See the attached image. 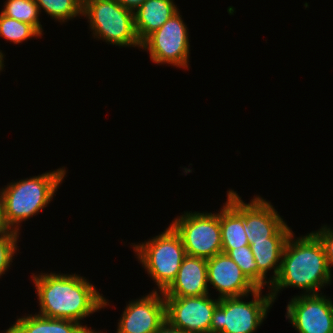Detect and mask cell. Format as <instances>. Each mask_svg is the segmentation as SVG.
<instances>
[{"label": "cell", "instance_id": "obj_11", "mask_svg": "<svg viewBox=\"0 0 333 333\" xmlns=\"http://www.w3.org/2000/svg\"><path fill=\"white\" fill-rule=\"evenodd\" d=\"M165 321L164 294L155 288L145 297L129 301L120 317L116 333H154Z\"/></svg>", "mask_w": 333, "mask_h": 333}, {"label": "cell", "instance_id": "obj_19", "mask_svg": "<svg viewBox=\"0 0 333 333\" xmlns=\"http://www.w3.org/2000/svg\"><path fill=\"white\" fill-rule=\"evenodd\" d=\"M222 253L227 254L257 288L263 289L268 286L270 289L272 282L267 280L268 277L258 269L250 245L235 249H222Z\"/></svg>", "mask_w": 333, "mask_h": 333}, {"label": "cell", "instance_id": "obj_2", "mask_svg": "<svg viewBox=\"0 0 333 333\" xmlns=\"http://www.w3.org/2000/svg\"><path fill=\"white\" fill-rule=\"evenodd\" d=\"M296 238L292 232L286 241L280 272L268 291L273 301L284 288H298L308 295L318 294L331 284L332 270L319 238L313 232Z\"/></svg>", "mask_w": 333, "mask_h": 333}, {"label": "cell", "instance_id": "obj_14", "mask_svg": "<svg viewBox=\"0 0 333 333\" xmlns=\"http://www.w3.org/2000/svg\"><path fill=\"white\" fill-rule=\"evenodd\" d=\"M163 294L164 297H191L209 294L207 259L186 255L176 279Z\"/></svg>", "mask_w": 333, "mask_h": 333}, {"label": "cell", "instance_id": "obj_10", "mask_svg": "<svg viewBox=\"0 0 333 333\" xmlns=\"http://www.w3.org/2000/svg\"><path fill=\"white\" fill-rule=\"evenodd\" d=\"M166 321L185 333H210L213 311L219 298L210 294L191 297H164Z\"/></svg>", "mask_w": 333, "mask_h": 333}, {"label": "cell", "instance_id": "obj_5", "mask_svg": "<svg viewBox=\"0 0 333 333\" xmlns=\"http://www.w3.org/2000/svg\"><path fill=\"white\" fill-rule=\"evenodd\" d=\"M88 18L94 38L119 47H139L134 12L116 0H83L82 17Z\"/></svg>", "mask_w": 333, "mask_h": 333}, {"label": "cell", "instance_id": "obj_4", "mask_svg": "<svg viewBox=\"0 0 333 333\" xmlns=\"http://www.w3.org/2000/svg\"><path fill=\"white\" fill-rule=\"evenodd\" d=\"M133 251L147 274L164 292L176 279L178 270L186 256L180 235L169 225L163 232L149 241L132 243Z\"/></svg>", "mask_w": 333, "mask_h": 333}, {"label": "cell", "instance_id": "obj_27", "mask_svg": "<svg viewBox=\"0 0 333 333\" xmlns=\"http://www.w3.org/2000/svg\"><path fill=\"white\" fill-rule=\"evenodd\" d=\"M154 333H185V332L171 326L167 321H165Z\"/></svg>", "mask_w": 333, "mask_h": 333}, {"label": "cell", "instance_id": "obj_18", "mask_svg": "<svg viewBox=\"0 0 333 333\" xmlns=\"http://www.w3.org/2000/svg\"><path fill=\"white\" fill-rule=\"evenodd\" d=\"M174 0H146L134 12L135 29L142 43L178 12Z\"/></svg>", "mask_w": 333, "mask_h": 333}, {"label": "cell", "instance_id": "obj_12", "mask_svg": "<svg viewBox=\"0 0 333 333\" xmlns=\"http://www.w3.org/2000/svg\"><path fill=\"white\" fill-rule=\"evenodd\" d=\"M207 282L217 289L219 299L250 295L258 289L225 253L207 259Z\"/></svg>", "mask_w": 333, "mask_h": 333}, {"label": "cell", "instance_id": "obj_24", "mask_svg": "<svg viewBox=\"0 0 333 333\" xmlns=\"http://www.w3.org/2000/svg\"><path fill=\"white\" fill-rule=\"evenodd\" d=\"M321 241L324 250L326 259L330 269L333 267V227H329L327 225L321 226L319 230L312 231Z\"/></svg>", "mask_w": 333, "mask_h": 333}, {"label": "cell", "instance_id": "obj_23", "mask_svg": "<svg viewBox=\"0 0 333 333\" xmlns=\"http://www.w3.org/2000/svg\"><path fill=\"white\" fill-rule=\"evenodd\" d=\"M19 235L20 233L14 231L0 232V278L8 272L13 256L19 250L17 246Z\"/></svg>", "mask_w": 333, "mask_h": 333}, {"label": "cell", "instance_id": "obj_20", "mask_svg": "<svg viewBox=\"0 0 333 333\" xmlns=\"http://www.w3.org/2000/svg\"><path fill=\"white\" fill-rule=\"evenodd\" d=\"M1 13L9 18L32 25L41 35L43 28L39 19L41 13L35 0H6Z\"/></svg>", "mask_w": 333, "mask_h": 333}, {"label": "cell", "instance_id": "obj_9", "mask_svg": "<svg viewBox=\"0 0 333 333\" xmlns=\"http://www.w3.org/2000/svg\"><path fill=\"white\" fill-rule=\"evenodd\" d=\"M322 294H300L288 302L285 317L299 333H333V301Z\"/></svg>", "mask_w": 333, "mask_h": 333}, {"label": "cell", "instance_id": "obj_13", "mask_svg": "<svg viewBox=\"0 0 333 333\" xmlns=\"http://www.w3.org/2000/svg\"><path fill=\"white\" fill-rule=\"evenodd\" d=\"M285 223L270 201L261 196L256 195L249 203L243 201V228L249 243L267 241Z\"/></svg>", "mask_w": 333, "mask_h": 333}, {"label": "cell", "instance_id": "obj_17", "mask_svg": "<svg viewBox=\"0 0 333 333\" xmlns=\"http://www.w3.org/2000/svg\"><path fill=\"white\" fill-rule=\"evenodd\" d=\"M28 316L16 319L4 333H91L97 332L81 323L58 318H47L38 314H27ZM2 332V333H3Z\"/></svg>", "mask_w": 333, "mask_h": 333}, {"label": "cell", "instance_id": "obj_15", "mask_svg": "<svg viewBox=\"0 0 333 333\" xmlns=\"http://www.w3.org/2000/svg\"><path fill=\"white\" fill-rule=\"evenodd\" d=\"M227 192V201L220 209L222 249L248 246L249 241L243 228L242 197L232 189Z\"/></svg>", "mask_w": 333, "mask_h": 333}, {"label": "cell", "instance_id": "obj_8", "mask_svg": "<svg viewBox=\"0 0 333 333\" xmlns=\"http://www.w3.org/2000/svg\"><path fill=\"white\" fill-rule=\"evenodd\" d=\"M188 31L178 11L141 43V49L149 51V57L155 64L186 69L190 57Z\"/></svg>", "mask_w": 333, "mask_h": 333}, {"label": "cell", "instance_id": "obj_25", "mask_svg": "<svg viewBox=\"0 0 333 333\" xmlns=\"http://www.w3.org/2000/svg\"><path fill=\"white\" fill-rule=\"evenodd\" d=\"M120 5L135 12L146 0H116Z\"/></svg>", "mask_w": 333, "mask_h": 333}, {"label": "cell", "instance_id": "obj_22", "mask_svg": "<svg viewBox=\"0 0 333 333\" xmlns=\"http://www.w3.org/2000/svg\"><path fill=\"white\" fill-rule=\"evenodd\" d=\"M0 37L13 44H20L33 37H42L30 24L9 18L0 13Z\"/></svg>", "mask_w": 333, "mask_h": 333}, {"label": "cell", "instance_id": "obj_1", "mask_svg": "<svg viewBox=\"0 0 333 333\" xmlns=\"http://www.w3.org/2000/svg\"><path fill=\"white\" fill-rule=\"evenodd\" d=\"M32 278L40 306L38 315L43 317L80 323L109 305L95 285L76 273H33Z\"/></svg>", "mask_w": 333, "mask_h": 333}, {"label": "cell", "instance_id": "obj_3", "mask_svg": "<svg viewBox=\"0 0 333 333\" xmlns=\"http://www.w3.org/2000/svg\"><path fill=\"white\" fill-rule=\"evenodd\" d=\"M66 173L64 166L38 176L13 181L2 188L7 228L21 233L19 232L21 222L39 214L48 206Z\"/></svg>", "mask_w": 333, "mask_h": 333}, {"label": "cell", "instance_id": "obj_26", "mask_svg": "<svg viewBox=\"0 0 333 333\" xmlns=\"http://www.w3.org/2000/svg\"><path fill=\"white\" fill-rule=\"evenodd\" d=\"M10 231L7 228L5 219H4V199H3V189H0V232Z\"/></svg>", "mask_w": 333, "mask_h": 333}, {"label": "cell", "instance_id": "obj_16", "mask_svg": "<svg viewBox=\"0 0 333 333\" xmlns=\"http://www.w3.org/2000/svg\"><path fill=\"white\" fill-rule=\"evenodd\" d=\"M292 228L285 223L267 241H250L249 245L254 255L258 269L266 276L268 271L274 270L270 281L273 282L280 272L282 253L287 239L292 234Z\"/></svg>", "mask_w": 333, "mask_h": 333}, {"label": "cell", "instance_id": "obj_28", "mask_svg": "<svg viewBox=\"0 0 333 333\" xmlns=\"http://www.w3.org/2000/svg\"><path fill=\"white\" fill-rule=\"evenodd\" d=\"M4 53H2V50H0V72L2 71V69L5 67L4 65Z\"/></svg>", "mask_w": 333, "mask_h": 333}, {"label": "cell", "instance_id": "obj_7", "mask_svg": "<svg viewBox=\"0 0 333 333\" xmlns=\"http://www.w3.org/2000/svg\"><path fill=\"white\" fill-rule=\"evenodd\" d=\"M170 225L180 235L186 255L209 259L222 253L220 212L187 211Z\"/></svg>", "mask_w": 333, "mask_h": 333}, {"label": "cell", "instance_id": "obj_6", "mask_svg": "<svg viewBox=\"0 0 333 333\" xmlns=\"http://www.w3.org/2000/svg\"><path fill=\"white\" fill-rule=\"evenodd\" d=\"M262 290L253 291V300L249 301L245 300L249 295L220 298L212 314L210 333H255L274 303L271 294L262 295Z\"/></svg>", "mask_w": 333, "mask_h": 333}, {"label": "cell", "instance_id": "obj_21", "mask_svg": "<svg viewBox=\"0 0 333 333\" xmlns=\"http://www.w3.org/2000/svg\"><path fill=\"white\" fill-rule=\"evenodd\" d=\"M40 12L42 9L55 21L65 23L69 19L82 16L83 0H35Z\"/></svg>", "mask_w": 333, "mask_h": 333}]
</instances>
